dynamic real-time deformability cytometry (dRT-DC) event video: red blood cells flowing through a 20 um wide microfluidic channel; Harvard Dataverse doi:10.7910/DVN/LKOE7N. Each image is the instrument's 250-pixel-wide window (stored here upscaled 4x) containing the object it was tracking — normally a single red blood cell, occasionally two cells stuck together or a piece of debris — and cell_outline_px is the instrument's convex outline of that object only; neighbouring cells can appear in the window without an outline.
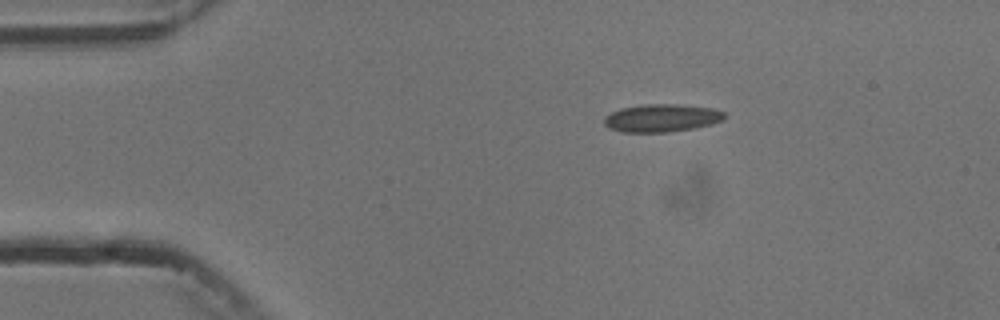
{"species": "common noctule bat (a hibernating species)", "species_latin": "Nyctalus noctula", "temperature_condition": "cold", "stored_images_in_passage": 7, "camera_frame_rate_fps": 3000, "um_per_image_px": 0.085, "animal": {"sex": "male", "body_mass_g": 13.3}, "frame": {"image": 1, "passage_image": 1, "time_ms": 0.0, "image_size_px": [1000, 320], "cell_outline_px": [[728, 116], [724, 120], [712, 124], [692, 128], [668, 132], [624, 132], [608, 128], [604, 124], [604, 116], [620, 108], [644, 104], [676, 104], [712, 108], [724, 112]], "centroid_in_image_um": [56.25, 10.03], "position_along_channel_um": 28.8, "area_um2": 19.59}}
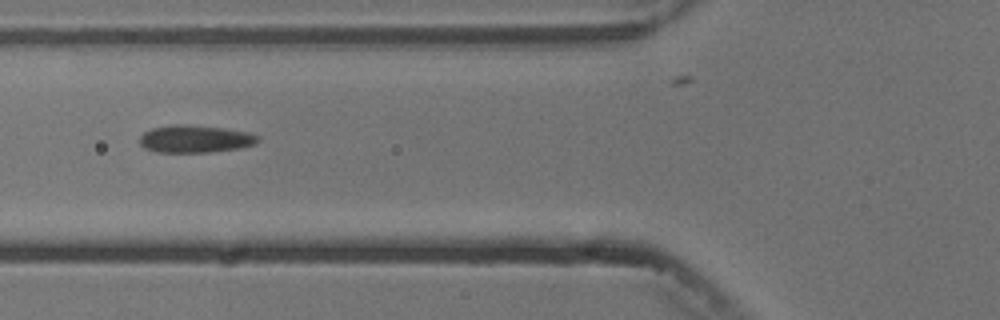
{"frame": {"image": 2, "passage_image": 4, "time_ms": 3.667, "image_size_px": [1000, 320], "cell_outline_px": [[260, 140], [252, 144], [240, 148], [208, 152], [156, 152], [144, 148], [140, 144], [140, 136], [144, 132], [152, 128], [172, 124], [184, 124], [224, 128], [248, 132], [256, 136]], "centroid_in_image_um": [16.54, 11.8], "position_along_channel_um": 109.3, "area_um2": 18.84}}
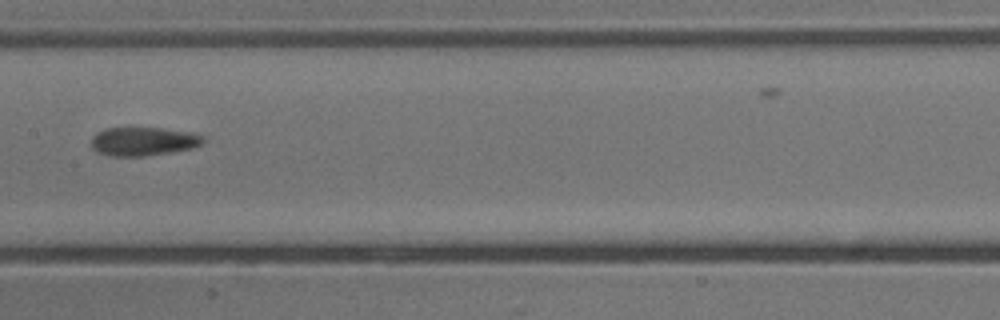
{"frame": {"image": 3, "passage_image": 6, "time_ms": 6.0, "image_size_px": [1000, 320], "cell_outline_px": [[208, 136], [200, 144], [192, 148], [144, 156], [112, 156], [96, 152], [92, 148], [92, 136], [96, 132], [104, 128], [164, 128], [192, 132]], "centroid_in_image_um": [12.18, 12.0], "position_along_channel_um": 195.2, "area_um2": 18.79}}